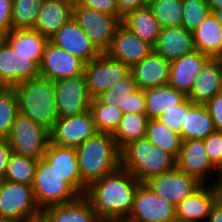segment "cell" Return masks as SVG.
Listing matches in <instances>:
<instances>
[{
  "instance_id": "cell-57",
  "label": "cell",
  "mask_w": 222,
  "mask_h": 222,
  "mask_svg": "<svg viewBox=\"0 0 222 222\" xmlns=\"http://www.w3.org/2000/svg\"><path fill=\"white\" fill-rule=\"evenodd\" d=\"M102 222H128L126 220H116V221H102Z\"/></svg>"
},
{
  "instance_id": "cell-4",
  "label": "cell",
  "mask_w": 222,
  "mask_h": 222,
  "mask_svg": "<svg viewBox=\"0 0 222 222\" xmlns=\"http://www.w3.org/2000/svg\"><path fill=\"white\" fill-rule=\"evenodd\" d=\"M121 167L140 183L158 176L176 166V159L153 145L146 137L129 142L120 150Z\"/></svg>"
},
{
  "instance_id": "cell-59",
  "label": "cell",
  "mask_w": 222,
  "mask_h": 222,
  "mask_svg": "<svg viewBox=\"0 0 222 222\" xmlns=\"http://www.w3.org/2000/svg\"><path fill=\"white\" fill-rule=\"evenodd\" d=\"M151 1H153V0H146V2L149 4Z\"/></svg>"
},
{
  "instance_id": "cell-34",
  "label": "cell",
  "mask_w": 222,
  "mask_h": 222,
  "mask_svg": "<svg viewBox=\"0 0 222 222\" xmlns=\"http://www.w3.org/2000/svg\"><path fill=\"white\" fill-rule=\"evenodd\" d=\"M89 109L92 112L97 132L113 135L123 116L122 110L118 106L105 105L97 98L91 100Z\"/></svg>"
},
{
  "instance_id": "cell-3",
  "label": "cell",
  "mask_w": 222,
  "mask_h": 222,
  "mask_svg": "<svg viewBox=\"0 0 222 222\" xmlns=\"http://www.w3.org/2000/svg\"><path fill=\"white\" fill-rule=\"evenodd\" d=\"M81 182L88 187L121 166L120 149L112 134L97 132L76 148Z\"/></svg>"
},
{
  "instance_id": "cell-7",
  "label": "cell",
  "mask_w": 222,
  "mask_h": 222,
  "mask_svg": "<svg viewBox=\"0 0 222 222\" xmlns=\"http://www.w3.org/2000/svg\"><path fill=\"white\" fill-rule=\"evenodd\" d=\"M7 141L12 153L40 160L50 142V134L48 130L19 113L14 120Z\"/></svg>"
},
{
  "instance_id": "cell-8",
  "label": "cell",
  "mask_w": 222,
  "mask_h": 222,
  "mask_svg": "<svg viewBox=\"0 0 222 222\" xmlns=\"http://www.w3.org/2000/svg\"><path fill=\"white\" fill-rule=\"evenodd\" d=\"M130 73V68L121 61L112 59L101 53L93 60L85 63L84 78L89 96L97 98Z\"/></svg>"
},
{
  "instance_id": "cell-51",
  "label": "cell",
  "mask_w": 222,
  "mask_h": 222,
  "mask_svg": "<svg viewBox=\"0 0 222 222\" xmlns=\"http://www.w3.org/2000/svg\"><path fill=\"white\" fill-rule=\"evenodd\" d=\"M13 222H48L45 215L43 214V212L41 211L40 213L28 217V218H23L17 221H13Z\"/></svg>"
},
{
  "instance_id": "cell-14",
  "label": "cell",
  "mask_w": 222,
  "mask_h": 222,
  "mask_svg": "<svg viewBox=\"0 0 222 222\" xmlns=\"http://www.w3.org/2000/svg\"><path fill=\"white\" fill-rule=\"evenodd\" d=\"M40 77V65L32 56L23 55L7 42L0 46V83L3 87Z\"/></svg>"
},
{
  "instance_id": "cell-9",
  "label": "cell",
  "mask_w": 222,
  "mask_h": 222,
  "mask_svg": "<svg viewBox=\"0 0 222 222\" xmlns=\"http://www.w3.org/2000/svg\"><path fill=\"white\" fill-rule=\"evenodd\" d=\"M32 185L0 180V217L17 221L40 213Z\"/></svg>"
},
{
  "instance_id": "cell-44",
  "label": "cell",
  "mask_w": 222,
  "mask_h": 222,
  "mask_svg": "<svg viewBox=\"0 0 222 222\" xmlns=\"http://www.w3.org/2000/svg\"><path fill=\"white\" fill-rule=\"evenodd\" d=\"M79 5L107 15L122 17L117 11L116 0H75Z\"/></svg>"
},
{
  "instance_id": "cell-58",
  "label": "cell",
  "mask_w": 222,
  "mask_h": 222,
  "mask_svg": "<svg viewBox=\"0 0 222 222\" xmlns=\"http://www.w3.org/2000/svg\"><path fill=\"white\" fill-rule=\"evenodd\" d=\"M219 61L221 62L222 64V54L218 57Z\"/></svg>"
},
{
  "instance_id": "cell-2",
  "label": "cell",
  "mask_w": 222,
  "mask_h": 222,
  "mask_svg": "<svg viewBox=\"0 0 222 222\" xmlns=\"http://www.w3.org/2000/svg\"><path fill=\"white\" fill-rule=\"evenodd\" d=\"M12 88L17 96L19 113L50 132L58 119L54 82L40 76Z\"/></svg>"
},
{
  "instance_id": "cell-28",
  "label": "cell",
  "mask_w": 222,
  "mask_h": 222,
  "mask_svg": "<svg viewBox=\"0 0 222 222\" xmlns=\"http://www.w3.org/2000/svg\"><path fill=\"white\" fill-rule=\"evenodd\" d=\"M122 24L152 47L156 45L162 29L148 5L127 13Z\"/></svg>"
},
{
  "instance_id": "cell-10",
  "label": "cell",
  "mask_w": 222,
  "mask_h": 222,
  "mask_svg": "<svg viewBox=\"0 0 222 222\" xmlns=\"http://www.w3.org/2000/svg\"><path fill=\"white\" fill-rule=\"evenodd\" d=\"M176 167L196 178L201 184H212L221 175L211 164L203 139L182 141L176 158Z\"/></svg>"
},
{
  "instance_id": "cell-41",
  "label": "cell",
  "mask_w": 222,
  "mask_h": 222,
  "mask_svg": "<svg viewBox=\"0 0 222 222\" xmlns=\"http://www.w3.org/2000/svg\"><path fill=\"white\" fill-rule=\"evenodd\" d=\"M193 105L194 103L190 99L186 98L181 104L175 105V108L165 112L157 119H159L173 132L180 135L181 127L185 119V114Z\"/></svg>"
},
{
  "instance_id": "cell-33",
  "label": "cell",
  "mask_w": 222,
  "mask_h": 222,
  "mask_svg": "<svg viewBox=\"0 0 222 222\" xmlns=\"http://www.w3.org/2000/svg\"><path fill=\"white\" fill-rule=\"evenodd\" d=\"M147 122L146 114H123L120 124L113 134L117 147L121 150L129 142L145 137Z\"/></svg>"
},
{
  "instance_id": "cell-5",
  "label": "cell",
  "mask_w": 222,
  "mask_h": 222,
  "mask_svg": "<svg viewBox=\"0 0 222 222\" xmlns=\"http://www.w3.org/2000/svg\"><path fill=\"white\" fill-rule=\"evenodd\" d=\"M32 189L35 202L41 210L72 202L81 196L44 158L38 160Z\"/></svg>"
},
{
  "instance_id": "cell-19",
  "label": "cell",
  "mask_w": 222,
  "mask_h": 222,
  "mask_svg": "<svg viewBox=\"0 0 222 222\" xmlns=\"http://www.w3.org/2000/svg\"><path fill=\"white\" fill-rule=\"evenodd\" d=\"M50 41L85 63L99 56L101 52L94 46L73 18L53 36Z\"/></svg>"
},
{
  "instance_id": "cell-47",
  "label": "cell",
  "mask_w": 222,
  "mask_h": 222,
  "mask_svg": "<svg viewBox=\"0 0 222 222\" xmlns=\"http://www.w3.org/2000/svg\"><path fill=\"white\" fill-rule=\"evenodd\" d=\"M117 11L124 17L130 11L147 6L146 0H116Z\"/></svg>"
},
{
  "instance_id": "cell-21",
  "label": "cell",
  "mask_w": 222,
  "mask_h": 222,
  "mask_svg": "<svg viewBox=\"0 0 222 222\" xmlns=\"http://www.w3.org/2000/svg\"><path fill=\"white\" fill-rule=\"evenodd\" d=\"M130 72L138 89L156 88L168 84L170 62L152 50L141 62L134 65Z\"/></svg>"
},
{
  "instance_id": "cell-24",
  "label": "cell",
  "mask_w": 222,
  "mask_h": 222,
  "mask_svg": "<svg viewBox=\"0 0 222 222\" xmlns=\"http://www.w3.org/2000/svg\"><path fill=\"white\" fill-rule=\"evenodd\" d=\"M222 90V64L218 58H210L196 77L190 94L194 104H206Z\"/></svg>"
},
{
  "instance_id": "cell-11",
  "label": "cell",
  "mask_w": 222,
  "mask_h": 222,
  "mask_svg": "<svg viewBox=\"0 0 222 222\" xmlns=\"http://www.w3.org/2000/svg\"><path fill=\"white\" fill-rule=\"evenodd\" d=\"M176 218L175 206L156 194L146 183H141L134 196L128 222H168Z\"/></svg>"
},
{
  "instance_id": "cell-22",
  "label": "cell",
  "mask_w": 222,
  "mask_h": 222,
  "mask_svg": "<svg viewBox=\"0 0 222 222\" xmlns=\"http://www.w3.org/2000/svg\"><path fill=\"white\" fill-rule=\"evenodd\" d=\"M153 50L169 62L179 59L196 50L193 34L182 26L162 28Z\"/></svg>"
},
{
  "instance_id": "cell-32",
  "label": "cell",
  "mask_w": 222,
  "mask_h": 222,
  "mask_svg": "<svg viewBox=\"0 0 222 222\" xmlns=\"http://www.w3.org/2000/svg\"><path fill=\"white\" fill-rule=\"evenodd\" d=\"M145 137L155 146L177 158L182 139L159 119H148Z\"/></svg>"
},
{
  "instance_id": "cell-13",
  "label": "cell",
  "mask_w": 222,
  "mask_h": 222,
  "mask_svg": "<svg viewBox=\"0 0 222 222\" xmlns=\"http://www.w3.org/2000/svg\"><path fill=\"white\" fill-rule=\"evenodd\" d=\"M85 62L71 55L50 40L47 41L42 61L40 76L53 82L83 75Z\"/></svg>"
},
{
  "instance_id": "cell-54",
  "label": "cell",
  "mask_w": 222,
  "mask_h": 222,
  "mask_svg": "<svg viewBox=\"0 0 222 222\" xmlns=\"http://www.w3.org/2000/svg\"><path fill=\"white\" fill-rule=\"evenodd\" d=\"M212 13L214 14V16L218 20V22L222 25V9L215 10Z\"/></svg>"
},
{
  "instance_id": "cell-29",
  "label": "cell",
  "mask_w": 222,
  "mask_h": 222,
  "mask_svg": "<svg viewBox=\"0 0 222 222\" xmlns=\"http://www.w3.org/2000/svg\"><path fill=\"white\" fill-rule=\"evenodd\" d=\"M144 94L148 119H157L187 98L183 92L174 89L169 84L146 89Z\"/></svg>"
},
{
  "instance_id": "cell-42",
  "label": "cell",
  "mask_w": 222,
  "mask_h": 222,
  "mask_svg": "<svg viewBox=\"0 0 222 222\" xmlns=\"http://www.w3.org/2000/svg\"><path fill=\"white\" fill-rule=\"evenodd\" d=\"M204 140L205 150L211 164L222 172V131H214Z\"/></svg>"
},
{
  "instance_id": "cell-43",
  "label": "cell",
  "mask_w": 222,
  "mask_h": 222,
  "mask_svg": "<svg viewBox=\"0 0 222 222\" xmlns=\"http://www.w3.org/2000/svg\"><path fill=\"white\" fill-rule=\"evenodd\" d=\"M123 114L137 113L146 114L145 94L144 90L138 89L122 102L121 108Z\"/></svg>"
},
{
  "instance_id": "cell-46",
  "label": "cell",
  "mask_w": 222,
  "mask_h": 222,
  "mask_svg": "<svg viewBox=\"0 0 222 222\" xmlns=\"http://www.w3.org/2000/svg\"><path fill=\"white\" fill-rule=\"evenodd\" d=\"M12 5L13 0H0V27L8 33L12 30Z\"/></svg>"
},
{
  "instance_id": "cell-55",
  "label": "cell",
  "mask_w": 222,
  "mask_h": 222,
  "mask_svg": "<svg viewBox=\"0 0 222 222\" xmlns=\"http://www.w3.org/2000/svg\"><path fill=\"white\" fill-rule=\"evenodd\" d=\"M168 222H184V221H182L181 219H178V218H174Z\"/></svg>"
},
{
  "instance_id": "cell-30",
  "label": "cell",
  "mask_w": 222,
  "mask_h": 222,
  "mask_svg": "<svg viewBox=\"0 0 222 222\" xmlns=\"http://www.w3.org/2000/svg\"><path fill=\"white\" fill-rule=\"evenodd\" d=\"M214 131L213 120L205 104H194L185 114L180 137L182 141L205 139Z\"/></svg>"
},
{
  "instance_id": "cell-1",
  "label": "cell",
  "mask_w": 222,
  "mask_h": 222,
  "mask_svg": "<svg viewBox=\"0 0 222 222\" xmlns=\"http://www.w3.org/2000/svg\"><path fill=\"white\" fill-rule=\"evenodd\" d=\"M141 183L121 166L90 184L84 196L102 221L126 220L132 212L134 196Z\"/></svg>"
},
{
  "instance_id": "cell-56",
  "label": "cell",
  "mask_w": 222,
  "mask_h": 222,
  "mask_svg": "<svg viewBox=\"0 0 222 222\" xmlns=\"http://www.w3.org/2000/svg\"><path fill=\"white\" fill-rule=\"evenodd\" d=\"M0 222H13V221L0 217Z\"/></svg>"
},
{
  "instance_id": "cell-38",
  "label": "cell",
  "mask_w": 222,
  "mask_h": 222,
  "mask_svg": "<svg viewBox=\"0 0 222 222\" xmlns=\"http://www.w3.org/2000/svg\"><path fill=\"white\" fill-rule=\"evenodd\" d=\"M19 114L17 96L12 87L0 90V139H7L15 118Z\"/></svg>"
},
{
  "instance_id": "cell-12",
  "label": "cell",
  "mask_w": 222,
  "mask_h": 222,
  "mask_svg": "<svg viewBox=\"0 0 222 222\" xmlns=\"http://www.w3.org/2000/svg\"><path fill=\"white\" fill-rule=\"evenodd\" d=\"M97 133L91 110L81 114L58 117L50 134V143L77 148Z\"/></svg>"
},
{
  "instance_id": "cell-6",
  "label": "cell",
  "mask_w": 222,
  "mask_h": 222,
  "mask_svg": "<svg viewBox=\"0 0 222 222\" xmlns=\"http://www.w3.org/2000/svg\"><path fill=\"white\" fill-rule=\"evenodd\" d=\"M72 18L94 46L101 53H105L111 45L116 29L121 25L123 17L107 15L95 9L86 8L74 0Z\"/></svg>"
},
{
  "instance_id": "cell-49",
  "label": "cell",
  "mask_w": 222,
  "mask_h": 222,
  "mask_svg": "<svg viewBox=\"0 0 222 222\" xmlns=\"http://www.w3.org/2000/svg\"><path fill=\"white\" fill-rule=\"evenodd\" d=\"M210 185L214 195V205L222 210V175H219Z\"/></svg>"
},
{
  "instance_id": "cell-39",
  "label": "cell",
  "mask_w": 222,
  "mask_h": 222,
  "mask_svg": "<svg viewBox=\"0 0 222 222\" xmlns=\"http://www.w3.org/2000/svg\"><path fill=\"white\" fill-rule=\"evenodd\" d=\"M136 90H138V86L130 72L122 80L100 94L97 99L105 105L118 106L121 108L122 102Z\"/></svg>"
},
{
  "instance_id": "cell-45",
  "label": "cell",
  "mask_w": 222,
  "mask_h": 222,
  "mask_svg": "<svg viewBox=\"0 0 222 222\" xmlns=\"http://www.w3.org/2000/svg\"><path fill=\"white\" fill-rule=\"evenodd\" d=\"M205 106L213 120L216 131H222V91L217 93Z\"/></svg>"
},
{
  "instance_id": "cell-50",
  "label": "cell",
  "mask_w": 222,
  "mask_h": 222,
  "mask_svg": "<svg viewBox=\"0 0 222 222\" xmlns=\"http://www.w3.org/2000/svg\"><path fill=\"white\" fill-rule=\"evenodd\" d=\"M206 222H222V210L214 205Z\"/></svg>"
},
{
  "instance_id": "cell-23",
  "label": "cell",
  "mask_w": 222,
  "mask_h": 222,
  "mask_svg": "<svg viewBox=\"0 0 222 222\" xmlns=\"http://www.w3.org/2000/svg\"><path fill=\"white\" fill-rule=\"evenodd\" d=\"M74 0H43L33 30L50 40L72 18Z\"/></svg>"
},
{
  "instance_id": "cell-53",
  "label": "cell",
  "mask_w": 222,
  "mask_h": 222,
  "mask_svg": "<svg viewBox=\"0 0 222 222\" xmlns=\"http://www.w3.org/2000/svg\"><path fill=\"white\" fill-rule=\"evenodd\" d=\"M7 36L8 32L4 28L0 27V46L7 42Z\"/></svg>"
},
{
  "instance_id": "cell-48",
  "label": "cell",
  "mask_w": 222,
  "mask_h": 222,
  "mask_svg": "<svg viewBox=\"0 0 222 222\" xmlns=\"http://www.w3.org/2000/svg\"><path fill=\"white\" fill-rule=\"evenodd\" d=\"M11 154L12 149L7 139H0V180H4L8 160Z\"/></svg>"
},
{
  "instance_id": "cell-26",
  "label": "cell",
  "mask_w": 222,
  "mask_h": 222,
  "mask_svg": "<svg viewBox=\"0 0 222 222\" xmlns=\"http://www.w3.org/2000/svg\"><path fill=\"white\" fill-rule=\"evenodd\" d=\"M42 212L48 222H101L84 195L69 203L47 207Z\"/></svg>"
},
{
  "instance_id": "cell-18",
  "label": "cell",
  "mask_w": 222,
  "mask_h": 222,
  "mask_svg": "<svg viewBox=\"0 0 222 222\" xmlns=\"http://www.w3.org/2000/svg\"><path fill=\"white\" fill-rule=\"evenodd\" d=\"M43 158L81 196L85 194L87 187L81 182L76 148L63 147L49 142Z\"/></svg>"
},
{
  "instance_id": "cell-15",
  "label": "cell",
  "mask_w": 222,
  "mask_h": 222,
  "mask_svg": "<svg viewBox=\"0 0 222 222\" xmlns=\"http://www.w3.org/2000/svg\"><path fill=\"white\" fill-rule=\"evenodd\" d=\"M146 184L174 206L189 197L202 185L196 178L185 174L176 166L149 179Z\"/></svg>"
},
{
  "instance_id": "cell-31",
  "label": "cell",
  "mask_w": 222,
  "mask_h": 222,
  "mask_svg": "<svg viewBox=\"0 0 222 222\" xmlns=\"http://www.w3.org/2000/svg\"><path fill=\"white\" fill-rule=\"evenodd\" d=\"M48 39L33 29H12L7 36V43L17 52L32 56L39 65Z\"/></svg>"
},
{
  "instance_id": "cell-37",
  "label": "cell",
  "mask_w": 222,
  "mask_h": 222,
  "mask_svg": "<svg viewBox=\"0 0 222 222\" xmlns=\"http://www.w3.org/2000/svg\"><path fill=\"white\" fill-rule=\"evenodd\" d=\"M43 0H13L12 29H33Z\"/></svg>"
},
{
  "instance_id": "cell-27",
  "label": "cell",
  "mask_w": 222,
  "mask_h": 222,
  "mask_svg": "<svg viewBox=\"0 0 222 222\" xmlns=\"http://www.w3.org/2000/svg\"><path fill=\"white\" fill-rule=\"evenodd\" d=\"M192 34L196 50L210 58L222 54V25L213 13L210 12Z\"/></svg>"
},
{
  "instance_id": "cell-35",
  "label": "cell",
  "mask_w": 222,
  "mask_h": 222,
  "mask_svg": "<svg viewBox=\"0 0 222 222\" xmlns=\"http://www.w3.org/2000/svg\"><path fill=\"white\" fill-rule=\"evenodd\" d=\"M38 160L12 153L9 157L4 180L32 185Z\"/></svg>"
},
{
  "instance_id": "cell-25",
  "label": "cell",
  "mask_w": 222,
  "mask_h": 222,
  "mask_svg": "<svg viewBox=\"0 0 222 222\" xmlns=\"http://www.w3.org/2000/svg\"><path fill=\"white\" fill-rule=\"evenodd\" d=\"M214 206L210 184H202L189 197L175 206L176 218L184 222H206Z\"/></svg>"
},
{
  "instance_id": "cell-36",
  "label": "cell",
  "mask_w": 222,
  "mask_h": 222,
  "mask_svg": "<svg viewBox=\"0 0 222 222\" xmlns=\"http://www.w3.org/2000/svg\"><path fill=\"white\" fill-rule=\"evenodd\" d=\"M148 6L161 28L182 25L183 0H153Z\"/></svg>"
},
{
  "instance_id": "cell-16",
  "label": "cell",
  "mask_w": 222,
  "mask_h": 222,
  "mask_svg": "<svg viewBox=\"0 0 222 222\" xmlns=\"http://www.w3.org/2000/svg\"><path fill=\"white\" fill-rule=\"evenodd\" d=\"M58 117L81 114L90 108L89 96L84 75L55 81Z\"/></svg>"
},
{
  "instance_id": "cell-40",
  "label": "cell",
  "mask_w": 222,
  "mask_h": 222,
  "mask_svg": "<svg viewBox=\"0 0 222 222\" xmlns=\"http://www.w3.org/2000/svg\"><path fill=\"white\" fill-rule=\"evenodd\" d=\"M210 13L207 0H183L182 27L193 32Z\"/></svg>"
},
{
  "instance_id": "cell-52",
  "label": "cell",
  "mask_w": 222,
  "mask_h": 222,
  "mask_svg": "<svg viewBox=\"0 0 222 222\" xmlns=\"http://www.w3.org/2000/svg\"><path fill=\"white\" fill-rule=\"evenodd\" d=\"M207 3L211 13L215 10L222 9V0H207Z\"/></svg>"
},
{
  "instance_id": "cell-20",
  "label": "cell",
  "mask_w": 222,
  "mask_h": 222,
  "mask_svg": "<svg viewBox=\"0 0 222 222\" xmlns=\"http://www.w3.org/2000/svg\"><path fill=\"white\" fill-rule=\"evenodd\" d=\"M209 59V56L195 50L171 61L168 84L188 96L196 77Z\"/></svg>"
},
{
  "instance_id": "cell-17",
  "label": "cell",
  "mask_w": 222,
  "mask_h": 222,
  "mask_svg": "<svg viewBox=\"0 0 222 222\" xmlns=\"http://www.w3.org/2000/svg\"><path fill=\"white\" fill-rule=\"evenodd\" d=\"M153 47L142 41L136 34L131 32L125 25L116 29L109 49L105 52L112 59L121 61L130 69L141 62Z\"/></svg>"
}]
</instances>
